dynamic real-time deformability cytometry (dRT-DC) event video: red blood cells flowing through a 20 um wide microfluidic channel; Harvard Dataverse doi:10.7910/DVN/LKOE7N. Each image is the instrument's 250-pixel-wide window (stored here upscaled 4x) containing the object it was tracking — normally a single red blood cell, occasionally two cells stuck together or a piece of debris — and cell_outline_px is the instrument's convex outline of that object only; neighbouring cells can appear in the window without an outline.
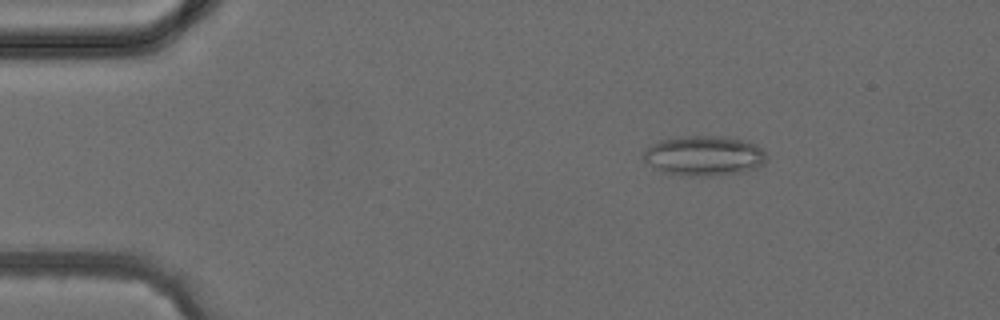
{"species": "common noctule bat (a hibernating species)", "species_latin": "Nyctalus noctula", "temperature_condition": "cold", "stored_images_in_passage": 4, "camera_frame_rate_fps": 3000, "um_per_image_px": 0.085, "animal": {"sex": "female", "body_mass_g": 24.6, "forearm_length_mm": 56.2}, "frame": {"image": 1, "passage_image": 2, "time_ms": 1.0, "image_size_px": [1000, 320], "cell_outline_px": [[768, 160], [764, 164], [744, 172], [708, 176], [680, 176], [664, 172], [656, 168], [644, 160], [640, 156], [644, 148], [660, 140], [680, 136], [724, 136], [756, 144], [764, 152]], "centroid_in_image_um": [59.81, 13.24], "position_along_channel_um": 25.2, "area_um2": 28.9}}